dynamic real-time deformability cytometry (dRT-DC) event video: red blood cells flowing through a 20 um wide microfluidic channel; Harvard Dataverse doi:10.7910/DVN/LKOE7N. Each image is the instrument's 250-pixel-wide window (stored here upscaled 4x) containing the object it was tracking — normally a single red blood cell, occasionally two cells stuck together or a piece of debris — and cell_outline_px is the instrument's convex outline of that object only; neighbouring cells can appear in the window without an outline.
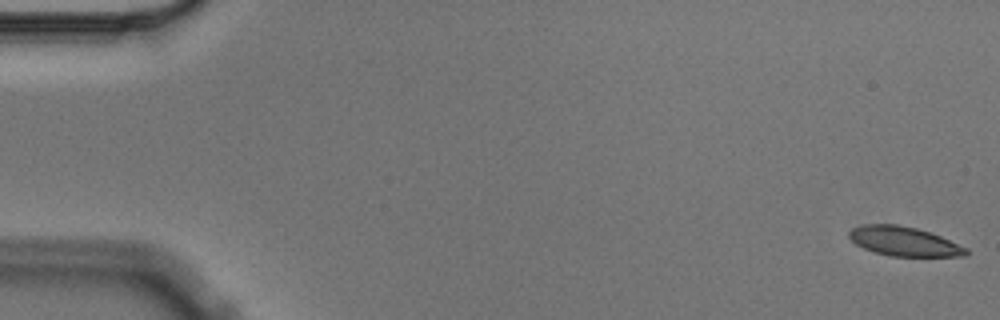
{"species": "Egyptian fruit bat (a non-hibernating species)", "species_latin": "Rousettus aegyptiacus", "temperature_condition": "cold", "stored_images_in_passage": 11, "camera_frame_rate_fps": 3000, "um_per_image_px": 0.085, "animal": {"sex": "male"}, "frame": {"image": 1, "passage_image": 1, "time_ms": 0.0, "image_size_px": [1000, 320], "cell_outline_px": [[968, 256], [888, 256], [864, 248], [856, 244], [848, 236], [848, 232], [852, 228], [864, 224], [896, 224], [916, 228], [940, 236], [968, 248]], "centroid_in_image_um": [76.84, 20.51], "position_along_channel_um": 8.2, "area_um2": 19.88}}
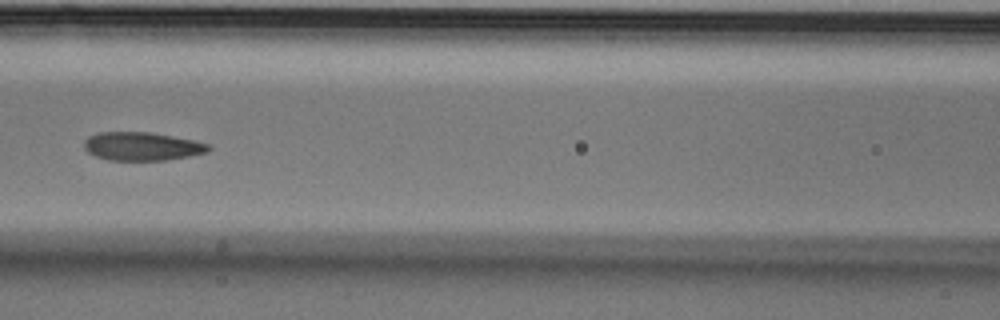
{"frame": {"image": 2, "passage_image": 7, "time_ms": 2.0, "image_size_px": [1000, 320], "cell_outline_px": [[212, 148], [208, 152], [188, 156], [164, 160], [108, 160], [96, 156], [88, 152], [84, 148], [84, 140], [88, 136], [100, 132], [152, 132], [196, 140], [208, 144]], "centroid_in_image_um": [12.08, 12.43], "position_along_channel_um": 154.5, "area_um2": 20.69}}
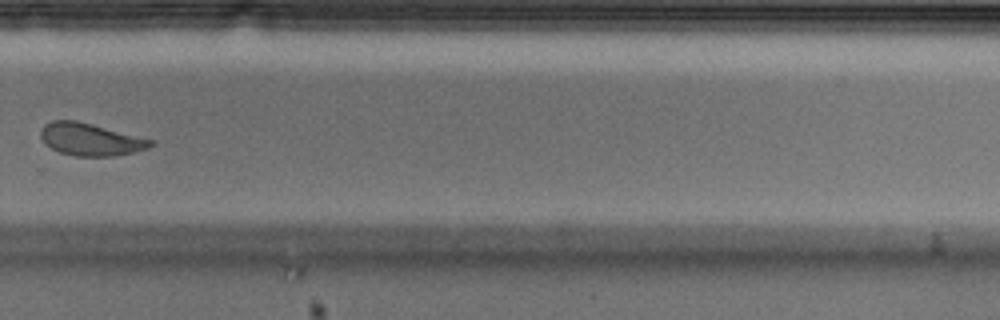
{"frame": {"image": 3, "passage_image": 11, "time_ms": 3.333, "image_size_px": [1000, 320], "cell_outline_px": [[156, 144], [148, 148], [132, 152], [112, 156], [76, 156], [60, 152], [44, 144], [40, 136], [40, 132], [44, 124], [52, 120], [76, 120], [156, 140]], "centroid_in_image_um": [7.7, 11.84], "position_along_channel_um": 322.1, "area_um2": 20.87}}